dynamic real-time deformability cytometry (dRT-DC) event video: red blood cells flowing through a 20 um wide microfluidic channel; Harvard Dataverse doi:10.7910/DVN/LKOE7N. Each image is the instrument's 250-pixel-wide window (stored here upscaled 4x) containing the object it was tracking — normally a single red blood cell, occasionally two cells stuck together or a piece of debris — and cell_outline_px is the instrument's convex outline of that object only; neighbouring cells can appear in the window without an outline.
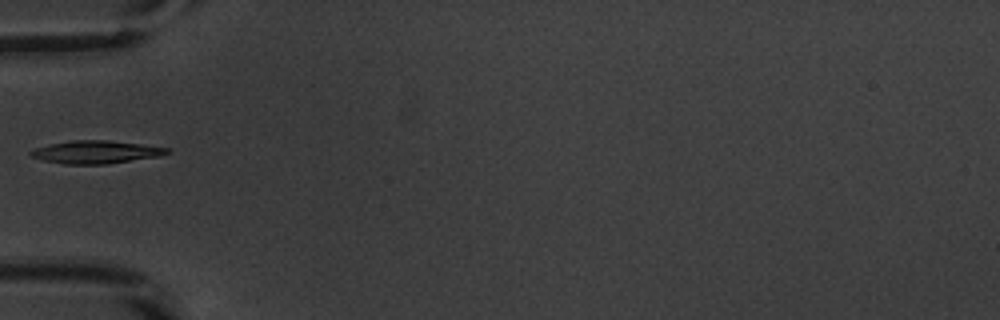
{"species": "common noctule bat (a hibernating species)", "species_latin": "Nyctalus noctula", "temperature_condition": "warm", "stored_images_in_passage": 35, "camera_frame_rate_fps": 3000, "um_per_image_px": 0.085, "animal": {"sex": "male", "body_mass_g": 20.1, "forearm_length_mm": 53.5}, "frame": {"image": 1, "passage_image": 1, "time_ms": 0.0, "image_size_px": [1000, 320], "cell_outline_px": [[172, 152], [160, 156], [108, 164], [64, 164], [44, 160], [32, 156], [28, 152], [36, 148], [48, 144], [72, 140], [108, 140], [140, 144], [168, 148]], "centroid_in_image_um": [8.17, 12.92], "position_along_channel_um": 76.8, "area_um2": 18.09}}
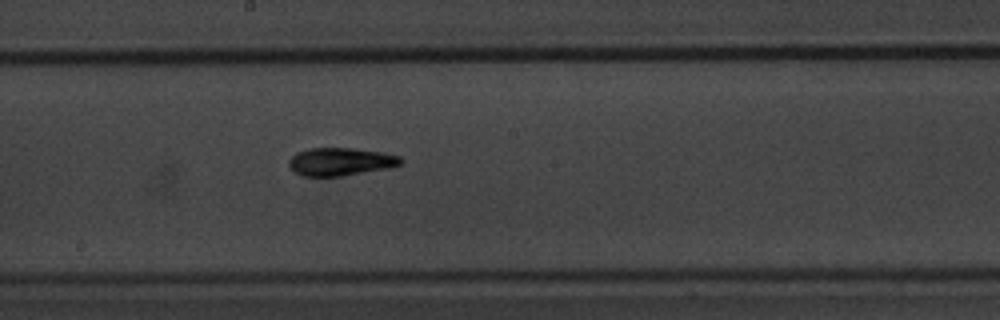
{"frame": {"image": 2, "passage_image": 12, "time_ms": 3.667, "image_size_px": [1000, 320], "cell_outline_px": [[404, 160], [400, 164], [392, 168], [340, 176], [300, 176], [288, 168], [288, 160], [296, 152], [312, 148], [352, 148], [384, 152], [400, 156]], "centroid_in_image_um": [28.94, 13.74], "position_along_channel_um": 219.3, "area_um2": 18.5}}
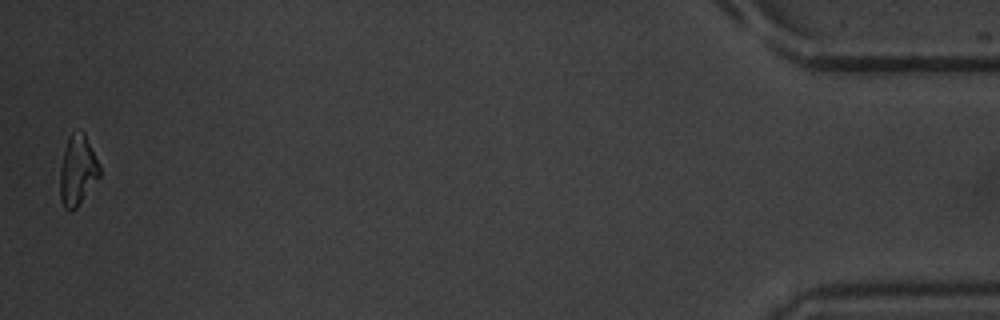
{"frame": {"image": 3, "passage_image": 35, "time_ms": 11.333, "image_size_px": [1000, 320], "cell_outline_px": [[100, 176], [76, 208], [64, 208], [60, 196], [60, 168], [68, 136], [72, 132], [80, 128], [84, 132], [100, 164]], "centroid_in_image_um": [6.6, 14.42], "position_along_channel_um": 428.6, "area_um2": 16.13}}